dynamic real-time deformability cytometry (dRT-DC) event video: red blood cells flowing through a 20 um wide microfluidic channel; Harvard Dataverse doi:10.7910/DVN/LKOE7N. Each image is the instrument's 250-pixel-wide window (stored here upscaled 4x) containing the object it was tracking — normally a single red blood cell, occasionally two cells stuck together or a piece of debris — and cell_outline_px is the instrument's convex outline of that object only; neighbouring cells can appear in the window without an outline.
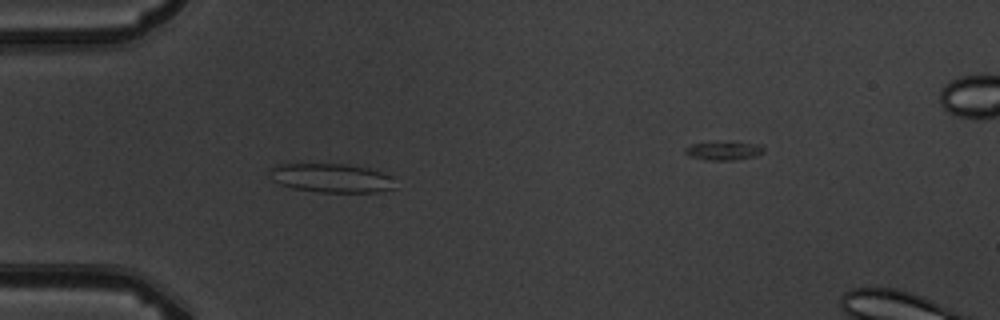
{"species": "common noctule bat (a hibernating species)", "species_latin": "Nyctalus noctula", "temperature_condition": "warm", "stored_images_in_passage": 6, "camera_frame_rate_fps": 3000, "um_per_image_px": 0.085, "animal": {"sex": "male", "body_mass_g": 19.5, "forearm_length_mm": 54.6}, "frame": {"image": 1, "passage_image": 5, "time_ms": 4.667, "image_size_px": [1000, 320], "cell_outline_px": [[396, 188], [376, 192], [320, 192], [292, 188], [280, 184], [272, 180], [268, 172], [272, 168], [280, 164], [344, 164], [368, 168], [380, 172], [388, 176]], "centroid_in_image_um": [28.11, 15.13], "position_along_channel_um": 56.9, "area_um2": 20.87}}